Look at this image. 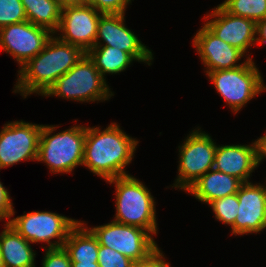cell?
<instances>
[{
	"label": "cell",
	"mask_w": 266,
	"mask_h": 267,
	"mask_svg": "<svg viewBox=\"0 0 266 267\" xmlns=\"http://www.w3.org/2000/svg\"><path fill=\"white\" fill-rule=\"evenodd\" d=\"M138 143L115 122L104 130L86 126L82 166L105 181L129 175L125 168L132 162Z\"/></svg>",
	"instance_id": "obj_1"
},
{
	"label": "cell",
	"mask_w": 266,
	"mask_h": 267,
	"mask_svg": "<svg viewBox=\"0 0 266 267\" xmlns=\"http://www.w3.org/2000/svg\"><path fill=\"white\" fill-rule=\"evenodd\" d=\"M85 54L80 47L62 42L53 34L43 50L20 68L13 92L24 98L34 93L43 96Z\"/></svg>",
	"instance_id": "obj_2"
},
{
	"label": "cell",
	"mask_w": 266,
	"mask_h": 267,
	"mask_svg": "<svg viewBox=\"0 0 266 267\" xmlns=\"http://www.w3.org/2000/svg\"><path fill=\"white\" fill-rule=\"evenodd\" d=\"M106 182L115 185L114 221L140 227L152 236L157 235L156 202L147 186L130 174Z\"/></svg>",
	"instance_id": "obj_3"
},
{
	"label": "cell",
	"mask_w": 266,
	"mask_h": 267,
	"mask_svg": "<svg viewBox=\"0 0 266 267\" xmlns=\"http://www.w3.org/2000/svg\"><path fill=\"white\" fill-rule=\"evenodd\" d=\"M57 128L55 125H43L37 161L44 162L51 173L67 174L83 164L86 126L76 124L52 134Z\"/></svg>",
	"instance_id": "obj_4"
},
{
	"label": "cell",
	"mask_w": 266,
	"mask_h": 267,
	"mask_svg": "<svg viewBox=\"0 0 266 267\" xmlns=\"http://www.w3.org/2000/svg\"><path fill=\"white\" fill-rule=\"evenodd\" d=\"M93 61L85 54L67 73L60 76L43 96H58L79 102L105 101L114 96Z\"/></svg>",
	"instance_id": "obj_5"
},
{
	"label": "cell",
	"mask_w": 266,
	"mask_h": 267,
	"mask_svg": "<svg viewBox=\"0 0 266 267\" xmlns=\"http://www.w3.org/2000/svg\"><path fill=\"white\" fill-rule=\"evenodd\" d=\"M249 56L242 66L206 73L218 94L235 114L255 96L266 91L262 75Z\"/></svg>",
	"instance_id": "obj_6"
},
{
	"label": "cell",
	"mask_w": 266,
	"mask_h": 267,
	"mask_svg": "<svg viewBox=\"0 0 266 267\" xmlns=\"http://www.w3.org/2000/svg\"><path fill=\"white\" fill-rule=\"evenodd\" d=\"M87 228L97 238L99 245L114 249L134 262H144L160 249L154 237L140 227L113 220L101 226Z\"/></svg>",
	"instance_id": "obj_7"
},
{
	"label": "cell",
	"mask_w": 266,
	"mask_h": 267,
	"mask_svg": "<svg viewBox=\"0 0 266 267\" xmlns=\"http://www.w3.org/2000/svg\"><path fill=\"white\" fill-rule=\"evenodd\" d=\"M201 128L187 135L179 148L178 176L172 187L186 191L214 166L217 145Z\"/></svg>",
	"instance_id": "obj_8"
},
{
	"label": "cell",
	"mask_w": 266,
	"mask_h": 267,
	"mask_svg": "<svg viewBox=\"0 0 266 267\" xmlns=\"http://www.w3.org/2000/svg\"><path fill=\"white\" fill-rule=\"evenodd\" d=\"M80 221L50 211H33L10 219L9 224L30 243L46 242L45 249L62 248ZM57 239L58 241H50Z\"/></svg>",
	"instance_id": "obj_9"
},
{
	"label": "cell",
	"mask_w": 266,
	"mask_h": 267,
	"mask_svg": "<svg viewBox=\"0 0 266 267\" xmlns=\"http://www.w3.org/2000/svg\"><path fill=\"white\" fill-rule=\"evenodd\" d=\"M43 124L25 121L6 123L0 131V170L21 161L36 160Z\"/></svg>",
	"instance_id": "obj_10"
},
{
	"label": "cell",
	"mask_w": 266,
	"mask_h": 267,
	"mask_svg": "<svg viewBox=\"0 0 266 267\" xmlns=\"http://www.w3.org/2000/svg\"><path fill=\"white\" fill-rule=\"evenodd\" d=\"M52 33L46 28L24 21L0 28V49L24 66L43 50Z\"/></svg>",
	"instance_id": "obj_11"
},
{
	"label": "cell",
	"mask_w": 266,
	"mask_h": 267,
	"mask_svg": "<svg viewBox=\"0 0 266 267\" xmlns=\"http://www.w3.org/2000/svg\"><path fill=\"white\" fill-rule=\"evenodd\" d=\"M98 12L89 3L78 6H66L62 8V14L58 27L60 41L80 47L88 52L95 46L99 18Z\"/></svg>",
	"instance_id": "obj_12"
},
{
	"label": "cell",
	"mask_w": 266,
	"mask_h": 267,
	"mask_svg": "<svg viewBox=\"0 0 266 267\" xmlns=\"http://www.w3.org/2000/svg\"><path fill=\"white\" fill-rule=\"evenodd\" d=\"M125 14H102L99 18L95 45L118 48L129 53L136 61L151 65L153 53L133 31L125 26Z\"/></svg>",
	"instance_id": "obj_13"
},
{
	"label": "cell",
	"mask_w": 266,
	"mask_h": 267,
	"mask_svg": "<svg viewBox=\"0 0 266 267\" xmlns=\"http://www.w3.org/2000/svg\"><path fill=\"white\" fill-rule=\"evenodd\" d=\"M239 207L232 235L260 233L266 229V186L243 182L238 190Z\"/></svg>",
	"instance_id": "obj_14"
},
{
	"label": "cell",
	"mask_w": 266,
	"mask_h": 267,
	"mask_svg": "<svg viewBox=\"0 0 266 267\" xmlns=\"http://www.w3.org/2000/svg\"><path fill=\"white\" fill-rule=\"evenodd\" d=\"M213 9L204 17L207 20L204 25L218 38L247 54L248 48L256 44V23L230 14L220 4Z\"/></svg>",
	"instance_id": "obj_15"
},
{
	"label": "cell",
	"mask_w": 266,
	"mask_h": 267,
	"mask_svg": "<svg viewBox=\"0 0 266 267\" xmlns=\"http://www.w3.org/2000/svg\"><path fill=\"white\" fill-rule=\"evenodd\" d=\"M192 45L196 48L200 60L205 65L206 73L233 69L244 65L247 61L246 59L241 64H237L243 58L244 53L218 38L205 25L194 35Z\"/></svg>",
	"instance_id": "obj_16"
},
{
	"label": "cell",
	"mask_w": 266,
	"mask_h": 267,
	"mask_svg": "<svg viewBox=\"0 0 266 267\" xmlns=\"http://www.w3.org/2000/svg\"><path fill=\"white\" fill-rule=\"evenodd\" d=\"M255 142L250 145H218L213 168L222 173L249 182L250 175L256 169Z\"/></svg>",
	"instance_id": "obj_17"
},
{
	"label": "cell",
	"mask_w": 266,
	"mask_h": 267,
	"mask_svg": "<svg viewBox=\"0 0 266 267\" xmlns=\"http://www.w3.org/2000/svg\"><path fill=\"white\" fill-rule=\"evenodd\" d=\"M242 183L237 177L212 168L185 192L192 194L198 201L209 204L216 199L238 193Z\"/></svg>",
	"instance_id": "obj_18"
},
{
	"label": "cell",
	"mask_w": 266,
	"mask_h": 267,
	"mask_svg": "<svg viewBox=\"0 0 266 267\" xmlns=\"http://www.w3.org/2000/svg\"><path fill=\"white\" fill-rule=\"evenodd\" d=\"M30 244L10 224L5 223L0 233V254L4 267H35L36 252Z\"/></svg>",
	"instance_id": "obj_19"
},
{
	"label": "cell",
	"mask_w": 266,
	"mask_h": 267,
	"mask_svg": "<svg viewBox=\"0 0 266 267\" xmlns=\"http://www.w3.org/2000/svg\"><path fill=\"white\" fill-rule=\"evenodd\" d=\"M85 225L80 221L64 243L71 262H98V240Z\"/></svg>",
	"instance_id": "obj_20"
},
{
	"label": "cell",
	"mask_w": 266,
	"mask_h": 267,
	"mask_svg": "<svg viewBox=\"0 0 266 267\" xmlns=\"http://www.w3.org/2000/svg\"><path fill=\"white\" fill-rule=\"evenodd\" d=\"M27 20L57 34L62 14L58 0H21Z\"/></svg>",
	"instance_id": "obj_21"
},
{
	"label": "cell",
	"mask_w": 266,
	"mask_h": 267,
	"mask_svg": "<svg viewBox=\"0 0 266 267\" xmlns=\"http://www.w3.org/2000/svg\"><path fill=\"white\" fill-rule=\"evenodd\" d=\"M95 45L86 54L93 61L101 76L126 70L135 59L127 52L111 46Z\"/></svg>",
	"instance_id": "obj_22"
},
{
	"label": "cell",
	"mask_w": 266,
	"mask_h": 267,
	"mask_svg": "<svg viewBox=\"0 0 266 267\" xmlns=\"http://www.w3.org/2000/svg\"><path fill=\"white\" fill-rule=\"evenodd\" d=\"M220 5L230 14L255 23L266 18V0H225Z\"/></svg>",
	"instance_id": "obj_23"
},
{
	"label": "cell",
	"mask_w": 266,
	"mask_h": 267,
	"mask_svg": "<svg viewBox=\"0 0 266 267\" xmlns=\"http://www.w3.org/2000/svg\"><path fill=\"white\" fill-rule=\"evenodd\" d=\"M209 205L212 208L217 221L231 227L234 225L239 207L237 193L216 199L210 202Z\"/></svg>",
	"instance_id": "obj_24"
},
{
	"label": "cell",
	"mask_w": 266,
	"mask_h": 267,
	"mask_svg": "<svg viewBox=\"0 0 266 267\" xmlns=\"http://www.w3.org/2000/svg\"><path fill=\"white\" fill-rule=\"evenodd\" d=\"M27 21L21 0H0V28Z\"/></svg>",
	"instance_id": "obj_25"
},
{
	"label": "cell",
	"mask_w": 266,
	"mask_h": 267,
	"mask_svg": "<svg viewBox=\"0 0 266 267\" xmlns=\"http://www.w3.org/2000/svg\"><path fill=\"white\" fill-rule=\"evenodd\" d=\"M135 262L120 252L99 245L98 264L100 267H132Z\"/></svg>",
	"instance_id": "obj_26"
},
{
	"label": "cell",
	"mask_w": 266,
	"mask_h": 267,
	"mask_svg": "<svg viewBox=\"0 0 266 267\" xmlns=\"http://www.w3.org/2000/svg\"><path fill=\"white\" fill-rule=\"evenodd\" d=\"M45 254L42 267H71V260L68 252L62 248L44 249Z\"/></svg>",
	"instance_id": "obj_27"
},
{
	"label": "cell",
	"mask_w": 266,
	"mask_h": 267,
	"mask_svg": "<svg viewBox=\"0 0 266 267\" xmlns=\"http://www.w3.org/2000/svg\"><path fill=\"white\" fill-rule=\"evenodd\" d=\"M132 0H88V3L102 14H125Z\"/></svg>",
	"instance_id": "obj_28"
},
{
	"label": "cell",
	"mask_w": 266,
	"mask_h": 267,
	"mask_svg": "<svg viewBox=\"0 0 266 267\" xmlns=\"http://www.w3.org/2000/svg\"><path fill=\"white\" fill-rule=\"evenodd\" d=\"M10 198L9 191L0 181V221L6 219V224H9L11 217L15 214Z\"/></svg>",
	"instance_id": "obj_29"
},
{
	"label": "cell",
	"mask_w": 266,
	"mask_h": 267,
	"mask_svg": "<svg viewBox=\"0 0 266 267\" xmlns=\"http://www.w3.org/2000/svg\"><path fill=\"white\" fill-rule=\"evenodd\" d=\"M164 259L163 252L159 249L148 260L135 262L132 267H171Z\"/></svg>",
	"instance_id": "obj_30"
},
{
	"label": "cell",
	"mask_w": 266,
	"mask_h": 267,
	"mask_svg": "<svg viewBox=\"0 0 266 267\" xmlns=\"http://www.w3.org/2000/svg\"><path fill=\"white\" fill-rule=\"evenodd\" d=\"M254 142L256 146V163L258 167L262 160L266 158V132L265 135L256 139Z\"/></svg>",
	"instance_id": "obj_31"
},
{
	"label": "cell",
	"mask_w": 266,
	"mask_h": 267,
	"mask_svg": "<svg viewBox=\"0 0 266 267\" xmlns=\"http://www.w3.org/2000/svg\"><path fill=\"white\" fill-rule=\"evenodd\" d=\"M256 42L266 44V18L256 23Z\"/></svg>",
	"instance_id": "obj_32"
},
{
	"label": "cell",
	"mask_w": 266,
	"mask_h": 267,
	"mask_svg": "<svg viewBox=\"0 0 266 267\" xmlns=\"http://www.w3.org/2000/svg\"><path fill=\"white\" fill-rule=\"evenodd\" d=\"M60 6H78V5H85L88 4V0H58Z\"/></svg>",
	"instance_id": "obj_33"
},
{
	"label": "cell",
	"mask_w": 266,
	"mask_h": 267,
	"mask_svg": "<svg viewBox=\"0 0 266 267\" xmlns=\"http://www.w3.org/2000/svg\"><path fill=\"white\" fill-rule=\"evenodd\" d=\"M71 267H100L98 262H71Z\"/></svg>",
	"instance_id": "obj_34"
},
{
	"label": "cell",
	"mask_w": 266,
	"mask_h": 267,
	"mask_svg": "<svg viewBox=\"0 0 266 267\" xmlns=\"http://www.w3.org/2000/svg\"><path fill=\"white\" fill-rule=\"evenodd\" d=\"M0 267H4V263H3V260H2L1 254H0Z\"/></svg>",
	"instance_id": "obj_35"
}]
</instances>
